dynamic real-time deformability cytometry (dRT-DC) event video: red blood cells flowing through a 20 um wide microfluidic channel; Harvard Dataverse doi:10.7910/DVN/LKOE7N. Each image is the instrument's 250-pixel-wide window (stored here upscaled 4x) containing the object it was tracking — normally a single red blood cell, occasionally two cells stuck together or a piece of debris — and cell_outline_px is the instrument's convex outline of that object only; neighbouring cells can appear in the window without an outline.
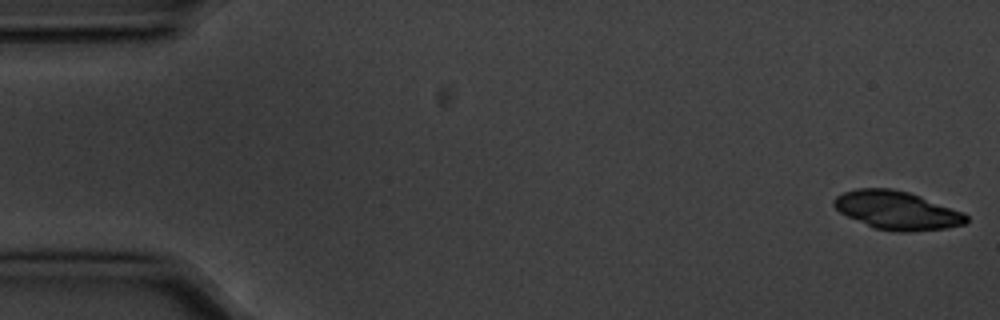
{"species": "common noctule bat (a hibernating species)", "species_latin": "Nyctalus noctula", "temperature_condition": "cold", "stored_images_in_passage": 6, "camera_frame_rate_fps": 3000, "um_per_image_px": 0.085, "animal": {"sex": "male", "body_mass_g": 20.1, "forearm_length_mm": 53.5}, "frame": {"image": 1, "passage_image": 1, "time_ms": 0.0, "image_size_px": [1000, 320], "cell_outline_px": [[968, 220], [964, 224], [944, 228], [908, 232], [896, 232], [872, 228], [840, 212], [832, 204], [832, 200], [836, 196], [844, 192], [856, 188], [892, 188], [908, 192], [920, 196], [964, 212], [968, 216]], "centroid_in_image_um": [76.22, 17.88], "position_along_channel_um": 8.8, "area_um2": 29.65}}